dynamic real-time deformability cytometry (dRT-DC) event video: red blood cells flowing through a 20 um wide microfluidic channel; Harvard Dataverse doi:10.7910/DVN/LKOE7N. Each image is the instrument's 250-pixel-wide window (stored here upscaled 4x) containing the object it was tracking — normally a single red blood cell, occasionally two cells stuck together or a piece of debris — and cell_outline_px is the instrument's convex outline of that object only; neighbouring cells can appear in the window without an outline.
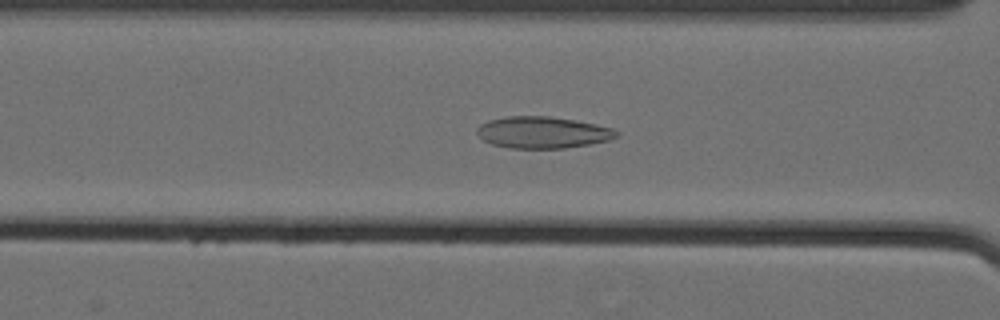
{"species": "Egyptian fruit bat (a non-hibernating species)", "species_latin": "Rousettus aegyptiacus", "temperature_condition": "cold", "stored_images_in_passage": 44, "camera_frame_rate_fps": 3000, "um_per_image_px": 0.085, "animal": {"sex": "female"}, "frame": {"image": 1, "passage_image": 16, "time_ms": 5.0, "image_size_px": [1000, 320], "cell_outline_px": [[620, 136], [608, 140], [588, 144], [564, 148], [508, 148], [492, 144], [484, 140], [476, 132], [476, 128], [480, 124], [488, 120], [508, 116], [548, 116], [576, 120], [596, 124], [612, 128], [620, 132]], "centroid_in_image_um": [46.13, 11.25], "position_along_channel_um": 120.5, "area_um2": 25.78}}
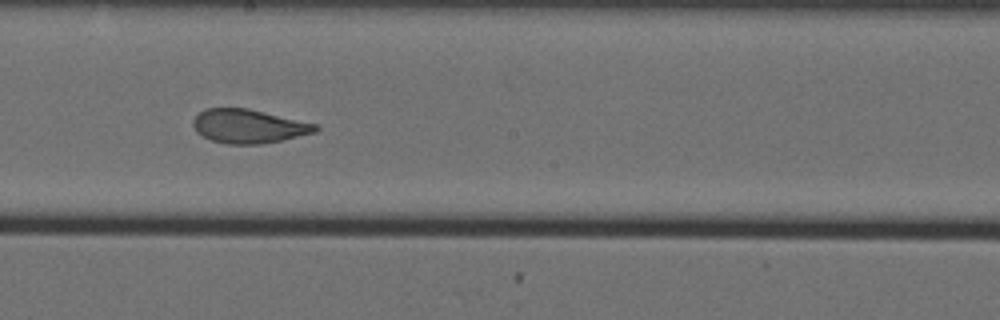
{"frame": {"image": 2, "passage_image": 25, "time_ms": 8.0, "image_size_px": [1000, 320], "cell_outline_px": [[320, 128], [316, 132], [280, 140], [260, 144], [228, 144], [212, 140], [196, 132], [192, 124], [192, 120], [204, 108], [248, 108], [320, 124]], "centroid_in_image_um": [21.16, 10.71], "position_along_channel_um": 227.0, "area_um2": 24.22}}
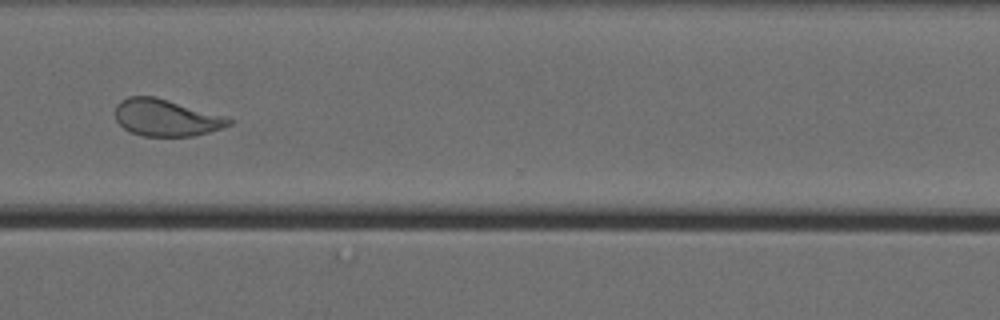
{"frame": {"image": 3, "passage_image": 36, "time_ms": 11.667, "image_size_px": [1000, 320], "cell_outline_px": [[232, 124], [208, 132], [192, 136], [144, 136], [132, 132], [124, 128], [116, 120], [116, 104], [120, 100], [128, 96], [156, 96], [228, 116], [232, 120]], "centroid_in_image_um": [14.14, 9.98], "position_along_channel_um": 356.5, "area_um2": 24.57}, "authors_computed_cell_mechanics": {"area_um2": 24.7962, "velocity_mm_per_s": 3.5533, "shape_relaxation_time_tau1_ms": 9.5317, "shape_relaxation_time_tau2_ms": 1.1972, "deformation_change_tau1": 0.2126, "deformation_change_tau2": 0.0839}}